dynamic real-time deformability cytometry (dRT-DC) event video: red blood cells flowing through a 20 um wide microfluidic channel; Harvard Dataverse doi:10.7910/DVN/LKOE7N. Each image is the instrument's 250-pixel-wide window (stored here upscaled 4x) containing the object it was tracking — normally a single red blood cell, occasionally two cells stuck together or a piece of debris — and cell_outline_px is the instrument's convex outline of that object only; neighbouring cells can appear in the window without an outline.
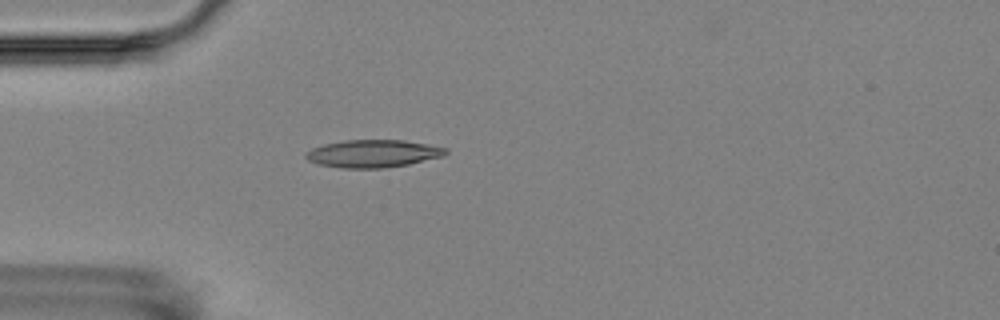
{"species": "Egyptian fruit bat (a non-hibernating species)", "species_latin": "Rousettus aegyptiacus", "temperature_condition": "room temperature", "stored_images_in_passage": 2, "camera_frame_rate_fps": 3000, "um_per_image_px": 0.085, "animal": {"sex": "female"}, "frame": {"image": 1, "passage_image": 2, "time_ms": 1.0, "image_size_px": [1000, 320], "cell_outline_px": [[448, 152], [444, 156], [408, 164], [384, 168], [340, 168], [320, 164], [308, 160], [304, 156], [312, 148], [324, 144], [344, 140], [404, 140], [428, 144], [448, 148]], "centroid_in_image_um": [31.74, 13.05], "position_along_channel_um": 53.3, "area_um2": 22.48}}